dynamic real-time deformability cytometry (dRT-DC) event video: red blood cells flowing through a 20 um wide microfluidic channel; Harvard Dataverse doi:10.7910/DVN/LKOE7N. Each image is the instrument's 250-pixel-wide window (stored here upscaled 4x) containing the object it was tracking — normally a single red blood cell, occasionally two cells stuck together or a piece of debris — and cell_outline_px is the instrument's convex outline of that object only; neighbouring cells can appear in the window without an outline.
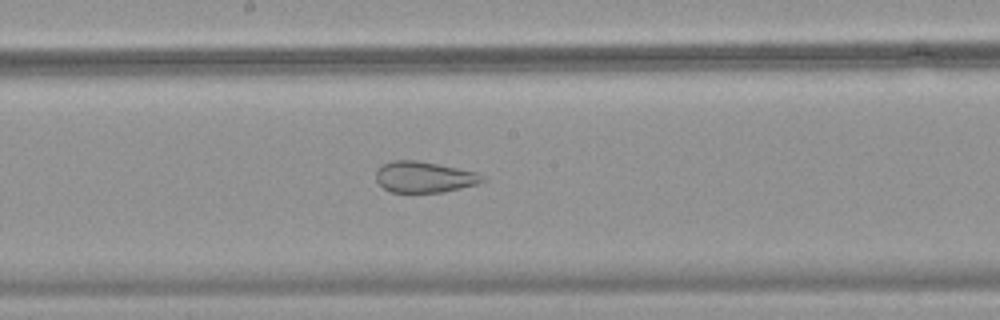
{"species": "common noctule bat (a hibernating species)", "species_latin": "Nyctalus noctula", "temperature_condition": "warm", "stored_images_in_passage": 45, "camera_frame_rate_fps": 3000, "um_per_image_px": 0.085, "animal": {"sex": "female", "body_mass_g": 18.4}, "frame": {"image": 1, "passage_image": 23, "time_ms": 7.333, "image_size_px": [1000, 320], "cell_outline_px": [[488, 180], [476, 184], [444, 192], [392, 192], [384, 188], [376, 180], [376, 172], [384, 164], [392, 160], [416, 160], [476, 172], [484, 176]], "centroid_in_image_um": [36.07, 15.05], "position_along_channel_um": 212.1, "area_um2": 19.02}}
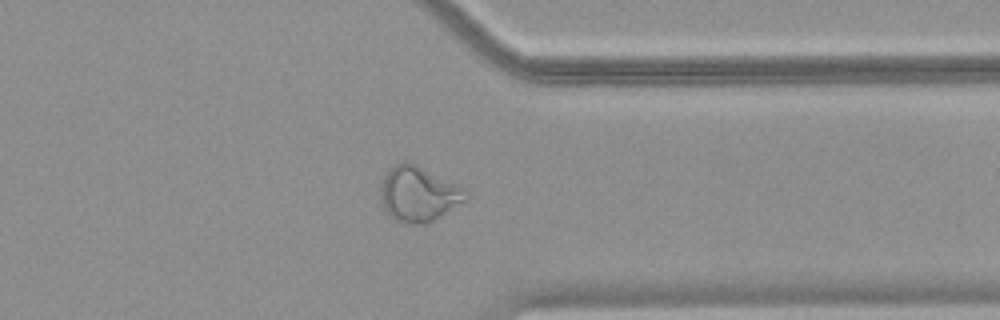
{"frame": {"image": 2, "passage_image": 35, "time_ms": 11.333, "image_size_px": [1000, 320], "cell_outline_px": [[468, 200], [428, 224], [408, 224], [396, 220], [384, 208], [380, 200], [380, 184], [388, 168], [404, 160], [416, 164], [464, 188], [468, 196]], "centroid_in_image_um": [35.56, 16.49], "position_along_channel_um": 375.8, "area_um2": 27.57}}
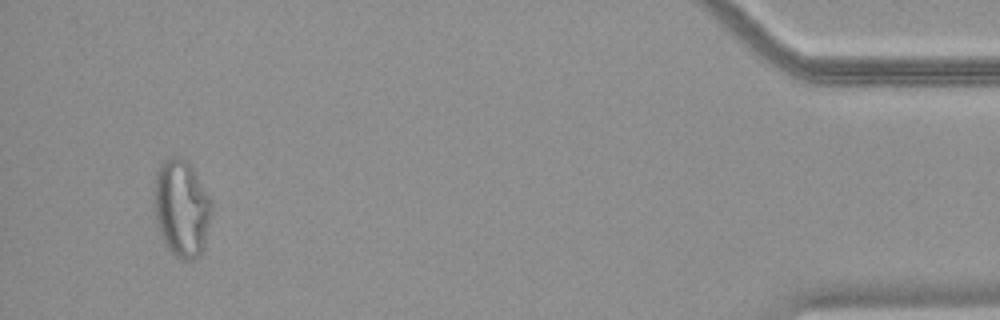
{"frame": {"image": 3, "passage_image": 43, "time_ms": 14.0, "image_size_px": [1000, 320], "cell_outline_px": [[212, 212], [204, 248], [200, 256], [192, 260], [184, 260], [176, 256], [168, 248], [160, 232], [156, 220], [156, 172], [164, 160], [172, 156], [180, 156], [188, 160], [212, 200]], "centroid_in_image_um": [15.49, 17.69], "position_along_channel_um": 419.7, "area_um2": 32.31}}